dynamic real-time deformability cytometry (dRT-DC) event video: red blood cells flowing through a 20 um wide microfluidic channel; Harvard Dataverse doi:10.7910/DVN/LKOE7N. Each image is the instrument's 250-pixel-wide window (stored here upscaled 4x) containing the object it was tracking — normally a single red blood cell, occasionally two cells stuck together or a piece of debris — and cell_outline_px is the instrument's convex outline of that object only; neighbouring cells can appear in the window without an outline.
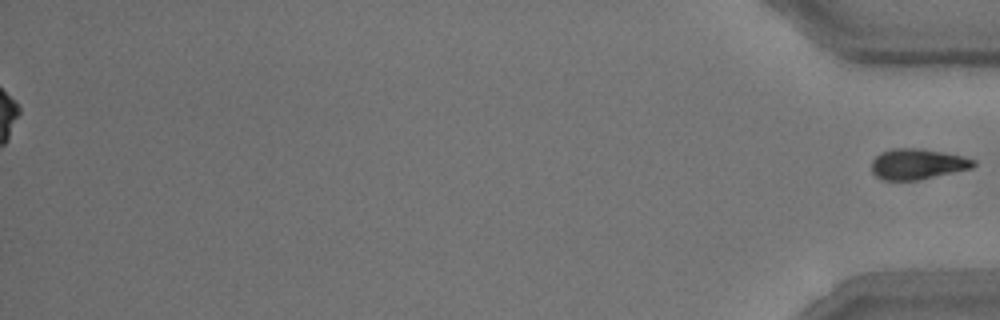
{"species": "common noctule bat (a hibernating species)", "species_latin": "Nyctalus noctula", "temperature_condition": "room temperature", "stored_images_in_passage": 52, "segment_of_instrument_passage": [2, 2], "camera_frame_rate_fps": 3000, "um_per_image_px": 0.085, "animal": {"sex": "male", "body_mass_g": 15.6}, "frame": {"image": 1, "passage_image": 52, "time_ms": 17.0, "image_size_px": [1000, 320], "cell_outline_px": [[976, 164], [972, 168], [920, 180], [880, 180], [872, 172], [872, 160], [880, 152], [892, 148], [920, 148], [944, 152], [964, 156], [976, 160]], "centroid_in_image_um": [77.99, 13.94], "position_along_channel_um": 357.2, "area_um2": 18.44}}